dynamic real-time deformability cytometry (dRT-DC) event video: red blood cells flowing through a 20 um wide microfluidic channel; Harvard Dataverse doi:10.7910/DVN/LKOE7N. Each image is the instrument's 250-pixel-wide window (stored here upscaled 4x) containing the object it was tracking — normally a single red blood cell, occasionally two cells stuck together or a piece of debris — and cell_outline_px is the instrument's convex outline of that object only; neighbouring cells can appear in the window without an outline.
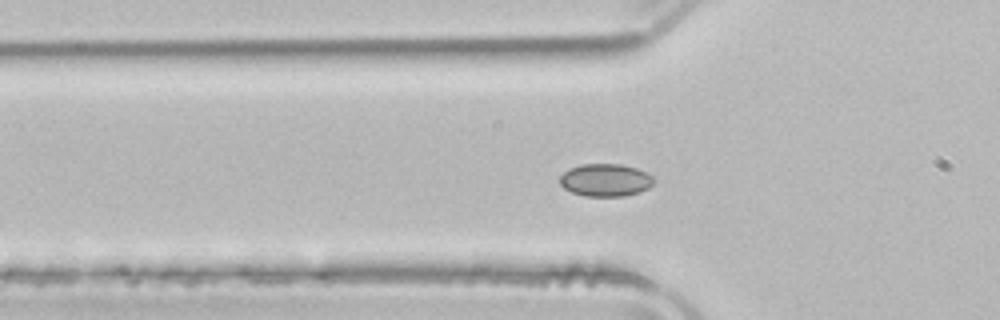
{"species": "common noctule bat (a hibernating species)", "species_latin": "Nyctalus noctula", "temperature_condition": "room temperature", "stored_images_in_passage": 48, "camera_frame_rate_fps": 3000, "um_per_image_px": 0.085, "animal": {"sex": "male", "body_mass_g": 21.5, "forearm_length_mm": 52.0}, "frame": {"image": 1, "passage_image": 12, "time_ms": 3.667, "image_size_px": [1000, 320], "cell_outline_px": [[656, 180], [648, 188], [640, 192], [624, 196], [584, 196], [572, 192], [564, 188], [560, 184], [560, 176], [568, 168], [580, 164], [620, 164], [636, 168], [652, 176]], "centroid_in_image_um": [51.45, 15.3], "position_along_channel_um": 74.3, "area_um2": 17.92}}
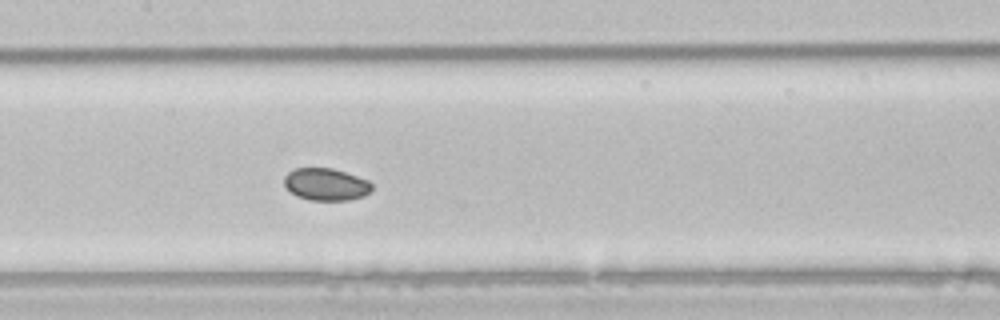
{"frame": {"image": 2, "passage_image": 20, "time_ms": 6.333, "image_size_px": [1000, 320], "cell_outline_px": [[372, 188], [364, 196], [348, 200], [312, 200], [296, 196], [284, 184], [284, 176], [288, 172], [296, 168], [332, 168], [368, 180], [372, 184]], "centroid_in_image_um": [27.7, 15.67], "position_along_channel_um": 179.7, "area_um2": 16.3}}
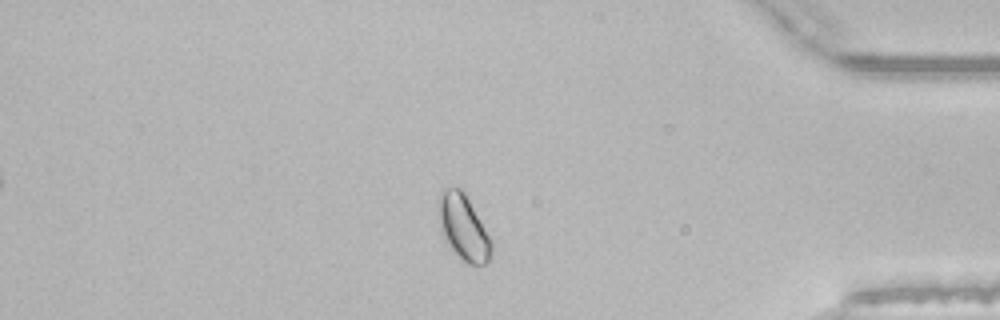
{"frame": {"image": 3, "passage_image": 39, "time_ms": 12.667, "image_size_px": [1000, 320], "cell_outline_px": [[492, 256], [484, 264], [468, 264], [444, 240], [440, 224], [440, 196], [444, 188], [460, 188], [464, 192], [492, 240]], "centroid_in_image_um": [39.43, 19.35], "position_along_channel_um": 395.8, "area_um2": 19.48}}